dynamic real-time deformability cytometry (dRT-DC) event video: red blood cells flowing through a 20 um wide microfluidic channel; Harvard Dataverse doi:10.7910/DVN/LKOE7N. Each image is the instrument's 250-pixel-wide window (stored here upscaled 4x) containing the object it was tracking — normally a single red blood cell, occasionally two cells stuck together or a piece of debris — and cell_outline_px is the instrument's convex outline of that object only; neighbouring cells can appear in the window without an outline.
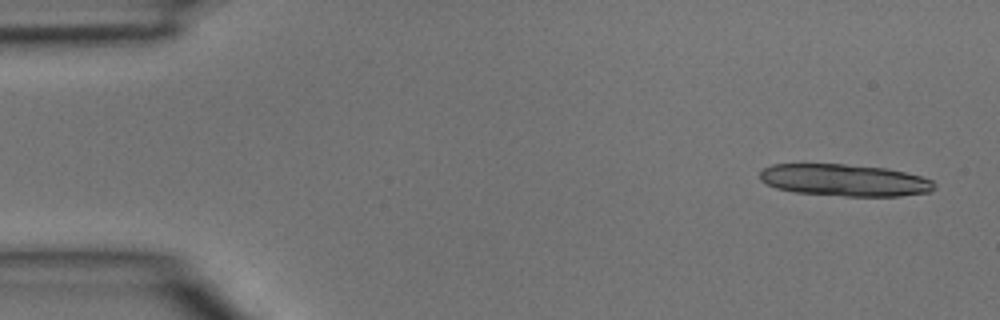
{"species": "common noctule bat (a hibernating species)", "species_latin": "Nyctalus noctula", "temperature_condition": "room temperature", "stored_images_in_passage": 4, "camera_frame_rate_fps": 3000, "um_per_image_px": 0.085, "animal": {"sex": "male", "body_mass_g": 15.6}, "frame": {"image": 1, "passage_image": 1, "time_ms": 0.0, "image_size_px": [1000, 320], "cell_outline_px": [[936, 188], [928, 192], [900, 196], [844, 196], [796, 192], [776, 188], [760, 180], [760, 172], [764, 168], [772, 164], [844, 164], [884, 168], [904, 172], [920, 176], [932, 180], [936, 184]], "centroid_in_image_um": [71.79, 15.31], "position_along_channel_um": 13.2, "area_um2": 32.37}}